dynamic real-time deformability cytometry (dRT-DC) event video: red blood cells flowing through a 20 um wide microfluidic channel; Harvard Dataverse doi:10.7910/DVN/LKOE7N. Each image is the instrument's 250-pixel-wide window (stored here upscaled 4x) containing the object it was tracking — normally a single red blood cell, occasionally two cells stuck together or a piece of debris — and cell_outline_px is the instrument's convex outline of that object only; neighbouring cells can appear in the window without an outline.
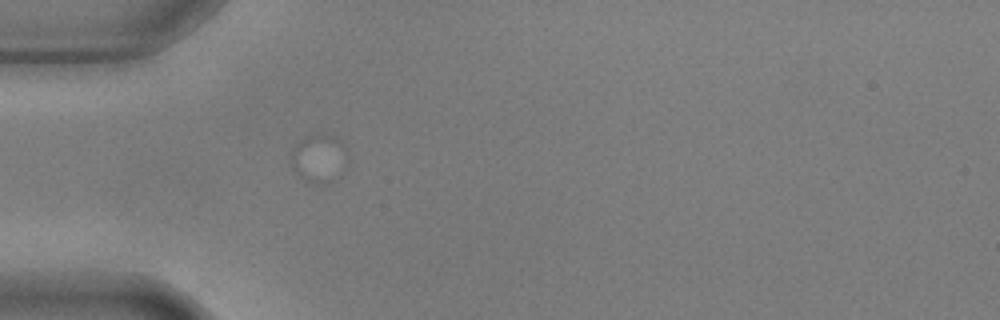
{"species": "common noctule bat (a hibernating species)", "species_latin": "Nyctalus noctula", "temperature_condition": "warm", "stored_images_in_passage": 4, "camera_frame_rate_fps": 3000, "um_per_image_px": 0.085, "animal": {"sex": "male", "body_mass_g": 17.9, "forearm_length_mm": 54.2}, "frame": {"image": 1, "passage_image": 4, "time_ms": 1.0, "image_size_px": [1000, 320], "cell_outline_px": [[348, 164], [324, 180], [316, 184], [304, 180], [292, 168], [292, 148], [304, 136], [320, 132], [336, 136], [344, 144], [348, 152]], "centroid_in_image_um": [27.1, 13.34], "position_along_channel_um": 57.9, "area_um2": 15.55}}